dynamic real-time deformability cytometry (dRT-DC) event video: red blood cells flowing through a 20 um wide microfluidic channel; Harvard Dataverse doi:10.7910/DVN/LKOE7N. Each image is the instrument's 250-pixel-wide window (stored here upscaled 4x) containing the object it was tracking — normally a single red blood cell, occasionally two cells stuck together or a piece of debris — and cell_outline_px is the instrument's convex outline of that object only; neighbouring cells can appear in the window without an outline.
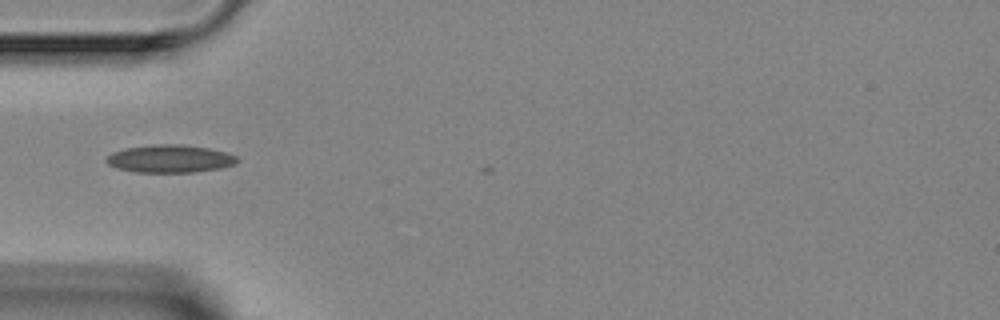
{"species": "Egyptian fruit bat (a non-hibernating species)", "species_latin": "Rousettus aegyptiacus", "temperature_condition": "room temperature", "stored_images_in_passage": 2, "camera_frame_rate_fps": 3000, "um_per_image_px": 0.085, "animal": {"sex": "female"}, "frame": {"image": 1, "passage_image": 1, "time_ms": 0.0, "image_size_px": [1000, 320], "cell_outline_px": [[240, 160], [236, 164], [220, 168], [192, 172], [136, 172], [116, 168], [108, 164], [104, 160], [112, 152], [124, 148], [152, 144], [184, 144], [208, 148], [228, 152], [236, 156]], "centroid_in_image_um": [14.45, 13.48], "position_along_channel_um": 70.6, "area_um2": 21.39}}